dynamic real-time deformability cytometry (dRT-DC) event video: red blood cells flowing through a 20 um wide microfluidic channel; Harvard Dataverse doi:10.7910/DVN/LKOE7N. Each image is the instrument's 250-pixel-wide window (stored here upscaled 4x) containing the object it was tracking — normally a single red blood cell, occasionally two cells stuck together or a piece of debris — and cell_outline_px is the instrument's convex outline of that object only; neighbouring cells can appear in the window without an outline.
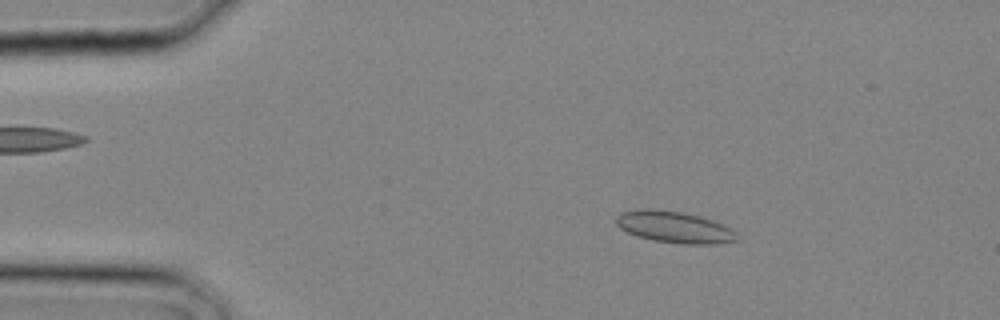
{"species": "common noctule bat (a hibernating species)", "species_latin": "Nyctalus noctula", "temperature_condition": "cold", "stored_images_in_passage": 13, "camera_frame_rate_fps": 3000, "um_per_image_px": 0.085, "animal": {"sex": "male", "body_mass_g": 20.4}, "frame": {"image": 1, "passage_image": 4, "time_ms": 1.0, "image_size_px": [1000, 320], "cell_outline_px": [[740, 240], [716, 244], [684, 244], [656, 240], [636, 236], [620, 228], [616, 224], [616, 216], [620, 212], [636, 208], [648, 208], [684, 212], [700, 216], [712, 220], [732, 228], [736, 232]], "centroid_in_image_um": [57.33, 19.29], "position_along_channel_um": 27.7, "area_um2": 22.48}}
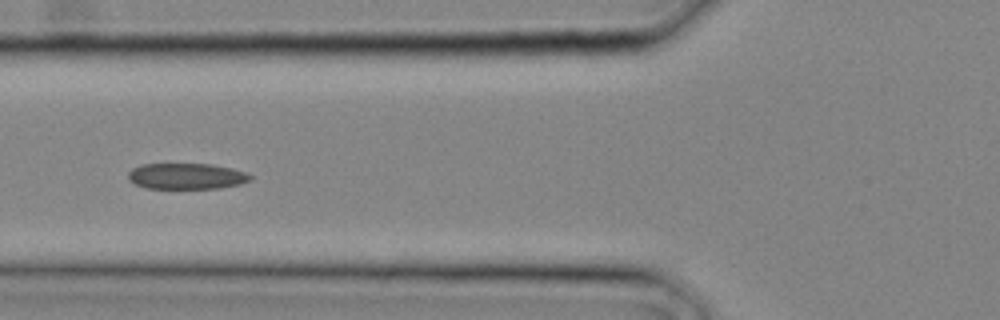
{"frame": {"image": 2, "passage_image": 10, "time_ms": 3.0, "image_size_px": [1000, 320], "cell_outline_px": [[252, 180], [240, 184], [220, 188], [148, 188], [136, 184], [128, 180], [128, 172], [132, 168], [140, 164], [212, 164], [232, 168], [244, 172], [252, 176]], "centroid_in_image_um": [15.85, 14.97], "position_along_channel_um": 110.0, "area_um2": 18.5}}
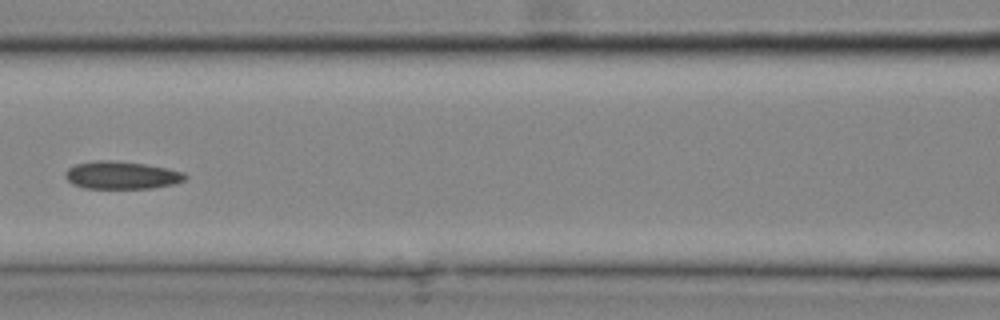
{"frame": {"image": 3, "passage_image": 12, "time_ms": 3.667, "image_size_px": [1000, 320], "cell_outline_px": [[188, 176], [184, 180], [176, 184], [152, 188], [84, 188], [72, 184], [64, 176], [64, 172], [68, 168], [76, 164], [96, 160], [116, 160], [144, 164], [168, 168], [184, 172]], "centroid_in_image_um": [10.34, 14.89], "position_along_channel_um": 156.3, "area_um2": 19.54}}